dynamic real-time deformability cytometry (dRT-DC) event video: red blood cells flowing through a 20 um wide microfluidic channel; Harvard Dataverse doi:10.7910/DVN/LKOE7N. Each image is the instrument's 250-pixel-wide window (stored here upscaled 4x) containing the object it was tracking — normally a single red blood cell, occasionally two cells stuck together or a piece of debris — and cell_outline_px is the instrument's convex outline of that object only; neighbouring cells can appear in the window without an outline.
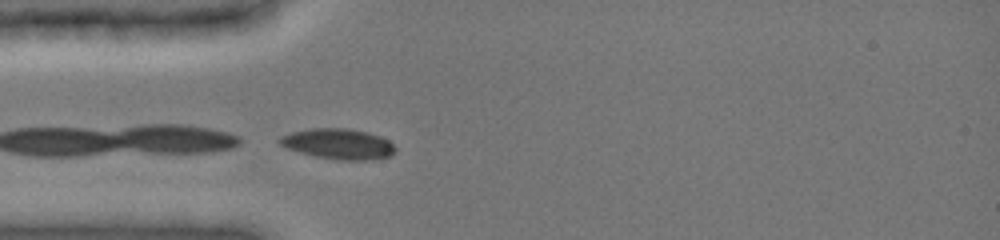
{"species": "common noctule bat (a hibernating species)", "species_latin": "Nyctalus noctula", "temperature_condition": "cold", "stored_images_in_passage": 12, "camera_frame_rate_fps": 3000, "um_per_image_px": 0.085, "animal": {"sex": "female", "body_mass_g": 19.0, "forearm_length_mm": 51.5}, "frame": {"image": 1, "passage_image": 12, "time_ms": 3.667, "image_size_px": [1000, 240], "cell_outline_px": [[396, 152], [388, 156], [372, 160], [340, 160], [316, 156], [300, 152], [288, 148], [280, 144], [276, 140], [280, 136], [292, 132], [312, 128], [344, 128], [368, 132], [380, 136], [388, 140], [396, 148]], "centroid_in_image_um": [28.76, 12.23], "position_along_channel_um": 56.2, "area_um2": 20.46}}